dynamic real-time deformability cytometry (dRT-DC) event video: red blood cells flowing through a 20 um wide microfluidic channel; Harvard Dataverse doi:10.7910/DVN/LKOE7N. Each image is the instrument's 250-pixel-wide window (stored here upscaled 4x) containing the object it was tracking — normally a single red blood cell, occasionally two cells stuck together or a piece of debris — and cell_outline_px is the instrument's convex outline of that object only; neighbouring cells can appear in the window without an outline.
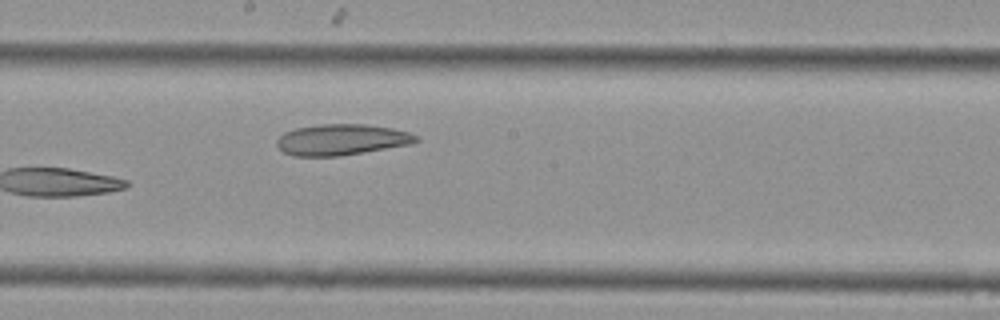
{"species": "Egyptian fruit bat (a non-hibernating species)", "species_latin": "Rousettus aegyptiacus", "temperature_condition": "cold", "stored_images_in_passage": 13, "camera_frame_rate_fps": 3000, "um_per_image_px": 0.085, "animal": {"sex": "female"}, "frame": {"image": 1, "passage_image": 13, "time_ms": 4.0, "image_size_px": [1000, 320], "cell_outline_px": [[420, 140], [412, 144], [336, 156], [292, 156], [284, 152], [276, 144], [276, 140], [284, 132], [296, 128], [320, 124], [364, 124], [392, 128], [408, 132], [416, 136]], "centroid_in_image_um": [29.01, 11.86], "position_along_channel_um": 219.2, "area_um2": 24.97}}